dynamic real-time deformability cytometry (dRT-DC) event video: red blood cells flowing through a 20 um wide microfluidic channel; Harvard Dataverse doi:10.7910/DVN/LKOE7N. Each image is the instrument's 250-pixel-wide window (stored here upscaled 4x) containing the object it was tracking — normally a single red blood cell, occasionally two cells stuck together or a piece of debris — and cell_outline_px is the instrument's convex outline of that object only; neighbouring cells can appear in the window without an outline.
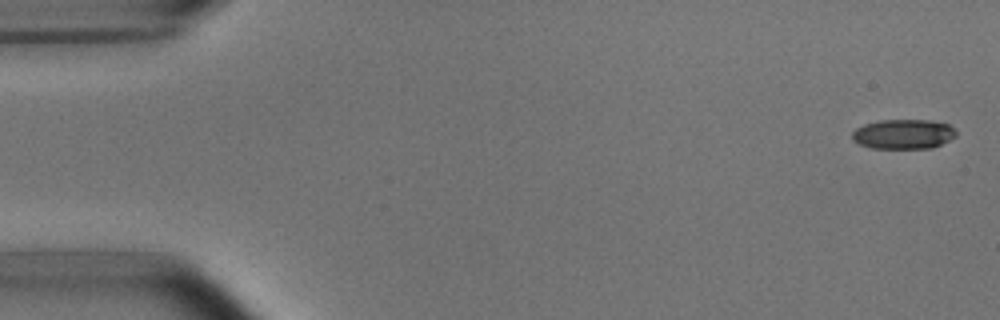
{"species": "common noctule bat (a hibernating species)", "species_latin": "Nyctalus noctula", "temperature_condition": "room temperature", "stored_images_in_passage": 5, "camera_frame_rate_fps": 3000, "um_per_image_px": 0.085, "animal": {"sex": "male", "body_mass_g": 15.6}, "frame": {"image": 1, "passage_image": 1, "time_ms": 0.0, "image_size_px": [1000, 320], "cell_outline_px": [[956, 136], [932, 148], [872, 148], [860, 144], [852, 140], [852, 132], [856, 128], [864, 124], [880, 120], [932, 120], [948, 124], [956, 132]], "centroid_in_image_um": [76.77, 11.39], "position_along_channel_um": 8.2, "area_um2": 17.92}}
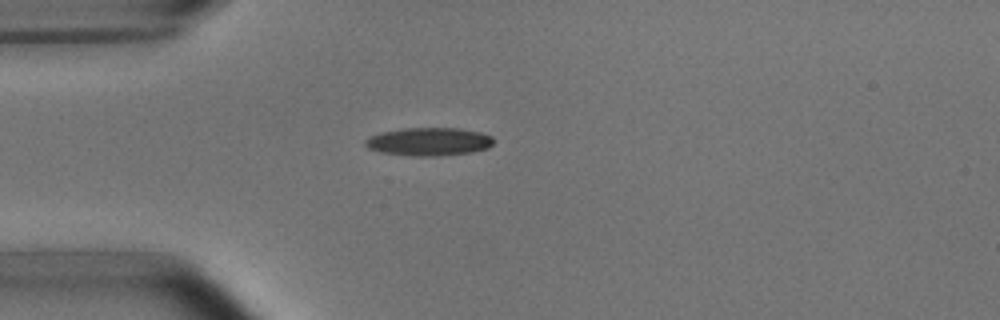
{"frame": {"image": 2, "passage_image": 4, "time_ms": 4.333, "image_size_px": [1000, 320], "cell_outline_px": [[492, 144], [488, 148], [472, 152], [440, 156], [412, 156], [380, 152], [368, 148], [364, 144], [364, 140], [368, 136], [380, 132], [404, 128], [460, 128], [480, 132], [492, 136]], "centroid_in_image_um": [36.42, 12.04], "position_along_channel_um": 48.6, "area_um2": 21.21}}